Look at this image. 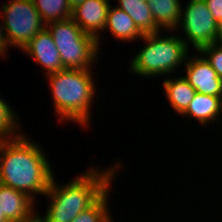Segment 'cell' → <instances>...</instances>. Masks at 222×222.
Masks as SVG:
<instances>
[{
	"label": "cell",
	"mask_w": 222,
	"mask_h": 222,
	"mask_svg": "<svg viewBox=\"0 0 222 222\" xmlns=\"http://www.w3.org/2000/svg\"><path fill=\"white\" fill-rule=\"evenodd\" d=\"M118 7L125 11L143 34L162 31L155 23L146 0H117Z\"/></svg>",
	"instance_id": "2e32d148"
},
{
	"label": "cell",
	"mask_w": 222,
	"mask_h": 222,
	"mask_svg": "<svg viewBox=\"0 0 222 222\" xmlns=\"http://www.w3.org/2000/svg\"><path fill=\"white\" fill-rule=\"evenodd\" d=\"M215 43L222 45V20L218 22V25H217V35L215 38Z\"/></svg>",
	"instance_id": "603a6c76"
},
{
	"label": "cell",
	"mask_w": 222,
	"mask_h": 222,
	"mask_svg": "<svg viewBox=\"0 0 222 222\" xmlns=\"http://www.w3.org/2000/svg\"><path fill=\"white\" fill-rule=\"evenodd\" d=\"M216 22L222 20V0H204Z\"/></svg>",
	"instance_id": "44dd1931"
},
{
	"label": "cell",
	"mask_w": 222,
	"mask_h": 222,
	"mask_svg": "<svg viewBox=\"0 0 222 222\" xmlns=\"http://www.w3.org/2000/svg\"><path fill=\"white\" fill-rule=\"evenodd\" d=\"M221 115L222 98L196 92L187 110L181 116H190L199 121V124L207 126L219 120L218 117Z\"/></svg>",
	"instance_id": "7c38bea8"
},
{
	"label": "cell",
	"mask_w": 222,
	"mask_h": 222,
	"mask_svg": "<svg viewBox=\"0 0 222 222\" xmlns=\"http://www.w3.org/2000/svg\"><path fill=\"white\" fill-rule=\"evenodd\" d=\"M8 103L0 94V141L18 137L23 133L20 131L23 130L20 128V119L16 118L18 114Z\"/></svg>",
	"instance_id": "d6986e66"
},
{
	"label": "cell",
	"mask_w": 222,
	"mask_h": 222,
	"mask_svg": "<svg viewBox=\"0 0 222 222\" xmlns=\"http://www.w3.org/2000/svg\"><path fill=\"white\" fill-rule=\"evenodd\" d=\"M199 54L194 55L193 58L187 56L184 64V71H186L184 77L196 92L222 98V79L218 77L216 71L204 56H201V53Z\"/></svg>",
	"instance_id": "ba28073f"
},
{
	"label": "cell",
	"mask_w": 222,
	"mask_h": 222,
	"mask_svg": "<svg viewBox=\"0 0 222 222\" xmlns=\"http://www.w3.org/2000/svg\"><path fill=\"white\" fill-rule=\"evenodd\" d=\"M170 78V79H169ZM161 84L163 85L165 97L175 113L182 115L196 94V90L189 84L184 76L175 77L171 75Z\"/></svg>",
	"instance_id": "4fadbf2b"
},
{
	"label": "cell",
	"mask_w": 222,
	"mask_h": 222,
	"mask_svg": "<svg viewBox=\"0 0 222 222\" xmlns=\"http://www.w3.org/2000/svg\"><path fill=\"white\" fill-rule=\"evenodd\" d=\"M22 52L32 58L37 66L49 75L58 71L65 70L59 55V51L54 43L53 37L47 28L37 33L30 42L24 47ZM29 54V55H28Z\"/></svg>",
	"instance_id": "30bf717a"
},
{
	"label": "cell",
	"mask_w": 222,
	"mask_h": 222,
	"mask_svg": "<svg viewBox=\"0 0 222 222\" xmlns=\"http://www.w3.org/2000/svg\"><path fill=\"white\" fill-rule=\"evenodd\" d=\"M111 164L107 169L89 167L83 174L68 183L57 184L53 176L49 189L44 195L50 198L44 217L37 216L41 222H71L80 212L90 207L111 185L123 166L121 161ZM103 170V171H102Z\"/></svg>",
	"instance_id": "7a4b0ae2"
},
{
	"label": "cell",
	"mask_w": 222,
	"mask_h": 222,
	"mask_svg": "<svg viewBox=\"0 0 222 222\" xmlns=\"http://www.w3.org/2000/svg\"><path fill=\"white\" fill-rule=\"evenodd\" d=\"M110 0H85L72 9L71 19L86 34L97 39L100 48V34L107 23V13L110 7Z\"/></svg>",
	"instance_id": "9c48e42d"
},
{
	"label": "cell",
	"mask_w": 222,
	"mask_h": 222,
	"mask_svg": "<svg viewBox=\"0 0 222 222\" xmlns=\"http://www.w3.org/2000/svg\"><path fill=\"white\" fill-rule=\"evenodd\" d=\"M161 32L142 36L145 45L130 61V72L149 79L163 75L169 77L185 64L190 48L180 35L164 36L160 35Z\"/></svg>",
	"instance_id": "277c9868"
},
{
	"label": "cell",
	"mask_w": 222,
	"mask_h": 222,
	"mask_svg": "<svg viewBox=\"0 0 222 222\" xmlns=\"http://www.w3.org/2000/svg\"><path fill=\"white\" fill-rule=\"evenodd\" d=\"M46 28L53 37L65 69L83 70L95 66L100 54L97 39L84 33L71 18L51 22Z\"/></svg>",
	"instance_id": "5b68a950"
},
{
	"label": "cell",
	"mask_w": 222,
	"mask_h": 222,
	"mask_svg": "<svg viewBox=\"0 0 222 222\" xmlns=\"http://www.w3.org/2000/svg\"><path fill=\"white\" fill-rule=\"evenodd\" d=\"M32 2L46 25L71 18L72 9L68 0H32Z\"/></svg>",
	"instance_id": "e0dca14e"
},
{
	"label": "cell",
	"mask_w": 222,
	"mask_h": 222,
	"mask_svg": "<svg viewBox=\"0 0 222 222\" xmlns=\"http://www.w3.org/2000/svg\"><path fill=\"white\" fill-rule=\"evenodd\" d=\"M92 69H65L45 75L48 78L55 113L61 122L90 126L93 100L97 96ZM91 108V109H90ZM69 119V120H68Z\"/></svg>",
	"instance_id": "3957f363"
},
{
	"label": "cell",
	"mask_w": 222,
	"mask_h": 222,
	"mask_svg": "<svg viewBox=\"0 0 222 222\" xmlns=\"http://www.w3.org/2000/svg\"><path fill=\"white\" fill-rule=\"evenodd\" d=\"M198 53L204 56L216 71L218 77L222 79V45L218 43L205 45Z\"/></svg>",
	"instance_id": "ffe728a7"
},
{
	"label": "cell",
	"mask_w": 222,
	"mask_h": 222,
	"mask_svg": "<svg viewBox=\"0 0 222 222\" xmlns=\"http://www.w3.org/2000/svg\"><path fill=\"white\" fill-rule=\"evenodd\" d=\"M26 136L0 141V183L35 200L46 194L55 174L42 146Z\"/></svg>",
	"instance_id": "6da1fadb"
},
{
	"label": "cell",
	"mask_w": 222,
	"mask_h": 222,
	"mask_svg": "<svg viewBox=\"0 0 222 222\" xmlns=\"http://www.w3.org/2000/svg\"><path fill=\"white\" fill-rule=\"evenodd\" d=\"M35 203L27 194L0 183V209L9 222L34 220L38 216Z\"/></svg>",
	"instance_id": "8fae6325"
},
{
	"label": "cell",
	"mask_w": 222,
	"mask_h": 222,
	"mask_svg": "<svg viewBox=\"0 0 222 222\" xmlns=\"http://www.w3.org/2000/svg\"><path fill=\"white\" fill-rule=\"evenodd\" d=\"M146 2L156 25L162 31L166 29L171 33L177 30L183 5L181 0H146Z\"/></svg>",
	"instance_id": "9a60e30c"
},
{
	"label": "cell",
	"mask_w": 222,
	"mask_h": 222,
	"mask_svg": "<svg viewBox=\"0 0 222 222\" xmlns=\"http://www.w3.org/2000/svg\"><path fill=\"white\" fill-rule=\"evenodd\" d=\"M0 222H9L5 215L3 214V212H1V209H0Z\"/></svg>",
	"instance_id": "d4e9b609"
},
{
	"label": "cell",
	"mask_w": 222,
	"mask_h": 222,
	"mask_svg": "<svg viewBox=\"0 0 222 222\" xmlns=\"http://www.w3.org/2000/svg\"><path fill=\"white\" fill-rule=\"evenodd\" d=\"M30 222H41L38 217H36L34 220L30 221Z\"/></svg>",
	"instance_id": "484cf974"
},
{
	"label": "cell",
	"mask_w": 222,
	"mask_h": 222,
	"mask_svg": "<svg viewBox=\"0 0 222 222\" xmlns=\"http://www.w3.org/2000/svg\"><path fill=\"white\" fill-rule=\"evenodd\" d=\"M186 7L181 6L178 31L183 30L185 44L198 52L203 46L215 43L218 23L214 19L204 0H187ZM180 27V28H179Z\"/></svg>",
	"instance_id": "52a82bcc"
},
{
	"label": "cell",
	"mask_w": 222,
	"mask_h": 222,
	"mask_svg": "<svg viewBox=\"0 0 222 222\" xmlns=\"http://www.w3.org/2000/svg\"><path fill=\"white\" fill-rule=\"evenodd\" d=\"M84 1L85 0H68V3L70 5V8L74 9L75 7H77L79 4H81Z\"/></svg>",
	"instance_id": "cb8c5ba5"
},
{
	"label": "cell",
	"mask_w": 222,
	"mask_h": 222,
	"mask_svg": "<svg viewBox=\"0 0 222 222\" xmlns=\"http://www.w3.org/2000/svg\"><path fill=\"white\" fill-rule=\"evenodd\" d=\"M110 186L90 207L80 212L71 222H114L109 212ZM110 192V193H109Z\"/></svg>",
	"instance_id": "ac0fdd59"
},
{
	"label": "cell",
	"mask_w": 222,
	"mask_h": 222,
	"mask_svg": "<svg viewBox=\"0 0 222 222\" xmlns=\"http://www.w3.org/2000/svg\"><path fill=\"white\" fill-rule=\"evenodd\" d=\"M2 3L0 17L6 31L8 44L23 50L30 40L46 28L32 0H8Z\"/></svg>",
	"instance_id": "8992f818"
},
{
	"label": "cell",
	"mask_w": 222,
	"mask_h": 222,
	"mask_svg": "<svg viewBox=\"0 0 222 222\" xmlns=\"http://www.w3.org/2000/svg\"><path fill=\"white\" fill-rule=\"evenodd\" d=\"M109 30L111 35L117 40L133 42L144 35L136 26L133 19L117 5H110L107 13V23L104 28Z\"/></svg>",
	"instance_id": "5bb4252c"
},
{
	"label": "cell",
	"mask_w": 222,
	"mask_h": 222,
	"mask_svg": "<svg viewBox=\"0 0 222 222\" xmlns=\"http://www.w3.org/2000/svg\"><path fill=\"white\" fill-rule=\"evenodd\" d=\"M10 45L8 44V39L6 36V31L3 25V21L2 19L0 20V56L2 57H6L8 56L7 51Z\"/></svg>",
	"instance_id": "7402d4cb"
}]
</instances>
